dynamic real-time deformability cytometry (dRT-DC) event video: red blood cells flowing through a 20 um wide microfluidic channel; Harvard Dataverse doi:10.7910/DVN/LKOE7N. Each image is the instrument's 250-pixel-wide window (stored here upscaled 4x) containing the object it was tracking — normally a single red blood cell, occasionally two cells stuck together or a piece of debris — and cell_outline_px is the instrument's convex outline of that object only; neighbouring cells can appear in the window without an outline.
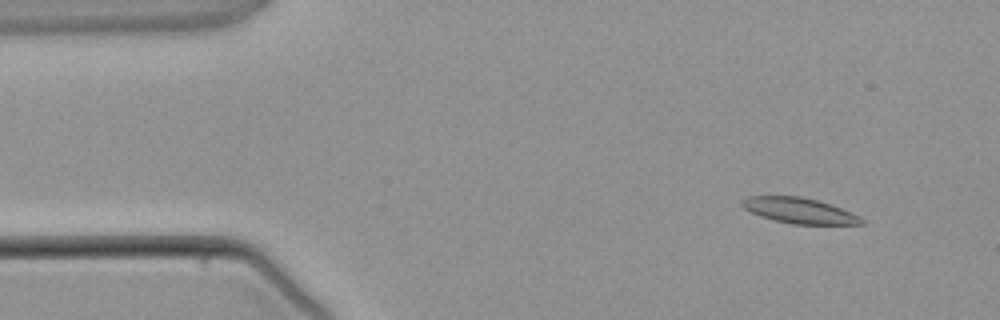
{"species": "common noctule bat (a hibernating species)", "species_latin": "Nyctalus noctula", "temperature_condition": "warm", "stored_images_in_passage": 3, "camera_frame_rate_fps": 3000, "um_per_image_px": 0.085, "animal": {"sex": "male", "body_mass_g": 21.5, "forearm_length_mm": 52.0}, "frame": {"image": 1, "passage_image": 1, "time_ms": 0.0, "image_size_px": [1000, 320], "cell_outline_px": [[864, 224], [792, 224], [760, 216], [744, 208], [740, 204], [740, 200], [748, 196], [800, 196], [816, 200], [852, 212], [860, 216], [864, 220]], "centroid_in_image_um": [67.92, 17.9], "position_along_channel_um": 17.1, "area_um2": 17.63}}
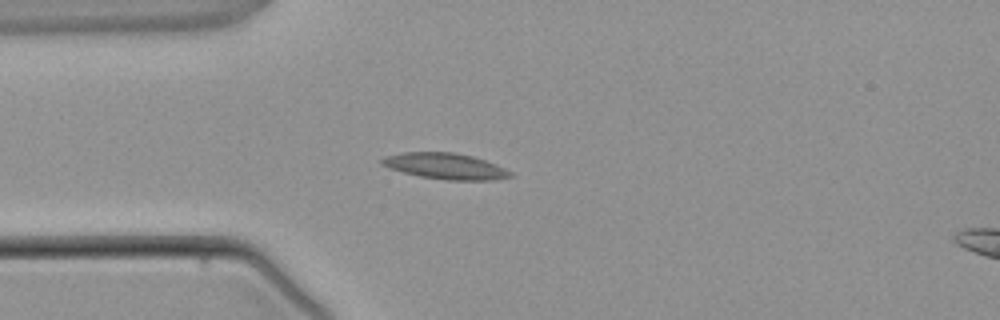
{"frame": {"image": 2, "passage_image": 3, "time_ms": 2.333, "image_size_px": [1000, 320], "cell_outline_px": [[512, 176], [492, 180], [444, 180], [420, 176], [388, 168], [380, 164], [380, 160], [384, 156], [404, 152], [452, 152], [472, 156], [496, 164], [512, 172]], "centroid_in_image_um": [37.82, 14.12], "position_along_channel_um": 47.2, "area_um2": 19.42}}